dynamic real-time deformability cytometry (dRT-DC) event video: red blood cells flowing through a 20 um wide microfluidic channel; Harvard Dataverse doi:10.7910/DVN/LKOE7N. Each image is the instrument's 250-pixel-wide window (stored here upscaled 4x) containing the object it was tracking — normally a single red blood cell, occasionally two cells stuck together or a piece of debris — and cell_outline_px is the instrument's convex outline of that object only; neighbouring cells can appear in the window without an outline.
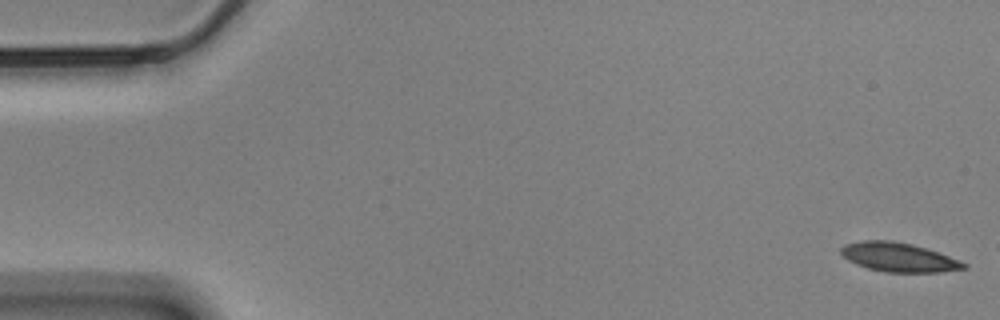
{"species": "Egyptian fruit bat (a non-hibernating species)", "species_latin": "Rousettus aegyptiacus", "temperature_condition": "cold", "stored_images_in_passage": 11, "camera_frame_rate_fps": 3000, "um_per_image_px": 0.085, "animal": {"sex": "male"}, "frame": {"image": 1, "passage_image": 1, "time_ms": 0.0, "image_size_px": [1000, 320], "cell_outline_px": [[968, 268], [940, 272], [888, 272], [868, 268], [856, 264], [848, 260], [840, 252], [840, 248], [844, 244], [860, 240], [888, 240], [912, 244], [960, 260], [968, 264]], "centroid_in_image_um": [76.37, 21.86], "position_along_channel_um": 8.6, "area_um2": 20.69}}